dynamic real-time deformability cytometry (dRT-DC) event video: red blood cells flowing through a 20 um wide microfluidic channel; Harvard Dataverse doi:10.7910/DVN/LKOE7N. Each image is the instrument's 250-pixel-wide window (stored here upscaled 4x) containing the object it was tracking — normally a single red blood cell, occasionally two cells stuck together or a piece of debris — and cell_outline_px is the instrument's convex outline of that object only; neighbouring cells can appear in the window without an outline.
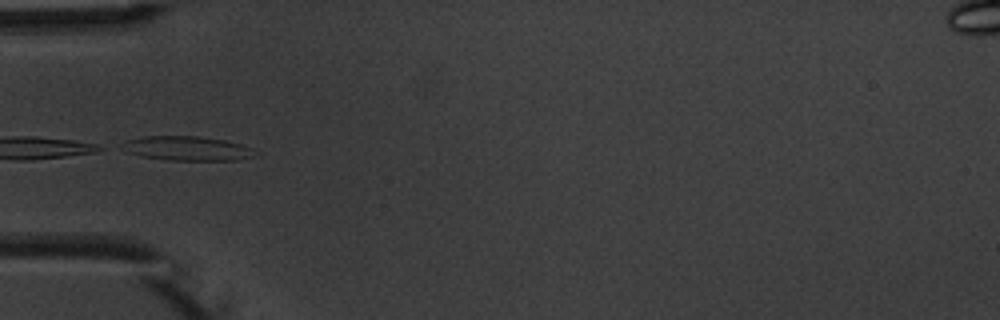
{"species": "common noctule bat (a hibernating species)", "species_latin": "Nyctalus noctula", "temperature_condition": "warm", "stored_images_in_passage": 6, "camera_frame_rate_fps": 3000, "um_per_image_px": 0.085, "animal": {"sex": "male", "body_mass_g": 20.1, "forearm_length_mm": 53.5}, "frame": {"image": 1, "passage_image": 6, "time_ms": 5.667, "image_size_px": [1000, 320], "cell_outline_px": [[252, 156], [236, 160], [168, 160], [140, 156], [124, 152], [116, 148], [120, 144], [128, 140], [144, 136], [196, 136], [224, 140], [240, 144], [252, 148]], "centroid_in_image_um": [15.75, 12.61], "position_along_channel_um": 69.2, "area_um2": 18.84}}